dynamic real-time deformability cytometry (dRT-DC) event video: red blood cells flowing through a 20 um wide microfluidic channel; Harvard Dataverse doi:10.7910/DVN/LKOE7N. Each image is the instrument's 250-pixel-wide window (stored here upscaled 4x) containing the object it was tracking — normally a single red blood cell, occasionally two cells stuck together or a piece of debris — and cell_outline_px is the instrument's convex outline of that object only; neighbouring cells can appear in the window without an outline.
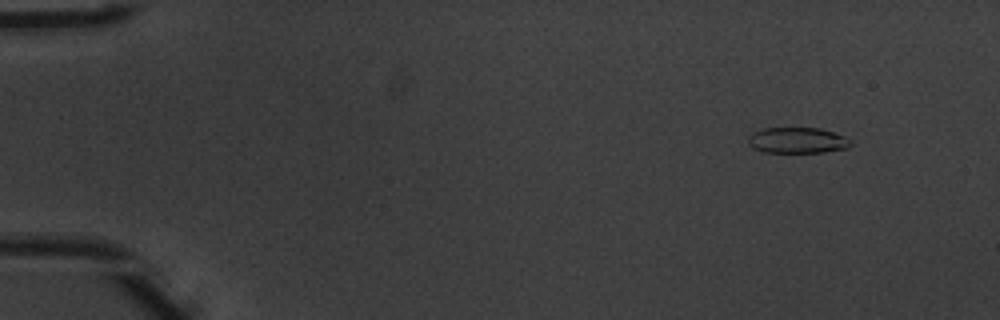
{"species": "common noctule bat (a hibernating species)", "species_latin": "Nyctalus noctula", "temperature_condition": "warm", "stored_images_in_passage": 49, "camera_frame_rate_fps": 3000, "um_per_image_px": 0.085, "animal": {"sex": "male", "body_mass_g": 20.1, "forearm_length_mm": 53.5}, "frame": {"image": 1, "passage_image": 2, "time_ms": 0.333, "image_size_px": [1000, 320], "cell_outline_px": [[852, 144], [848, 148], [824, 152], [764, 152], [752, 148], [748, 144], [748, 136], [752, 132], [760, 128], [820, 128], [844, 136], [852, 140]], "centroid_in_image_um": [67.75, 11.93], "position_along_channel_um": 17.2, "area_um2": 15.61}}
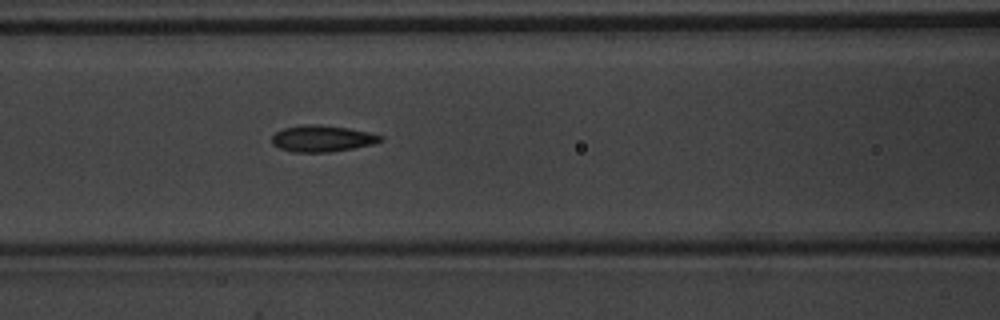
{"frame": {"image": 2, "passage_image": 20, "time_ms": 6.333, "image_size_px": [1000, 320], "cell_outline_px": [[384, 140], [376, 144], [328, 152], [292, 152], [280, 148], [272, 144], [272, 136], [276, 132], [284, 128], [308, 124], [320, 124], [348, 128], [368, 132], [384, 136]], "centroid_in_image_um": [27.42, 11.77], "position_along_channel_um": 139.2, "area_um2": 16.76}}
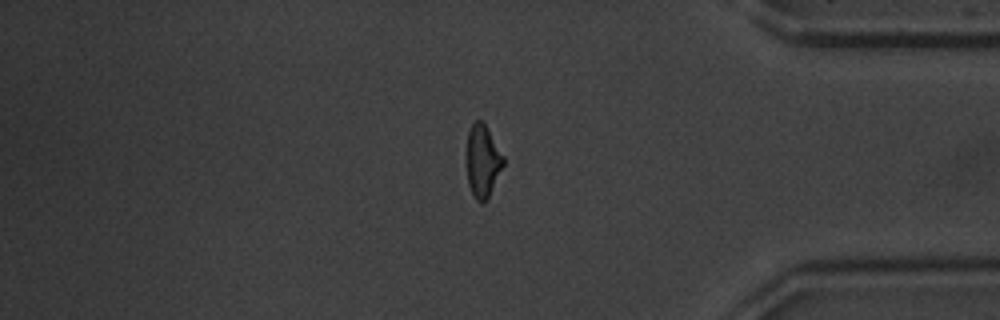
{"frame": {"image": 3, "passage_image": 41, "time_ms": 13.333, "image_size_px": [1000, 320], "cell_outline_px": [[504, 164], [488, 200], [484, 204], [480, 204], [476, 200], [468, 184], [468, 132], [472, 124], [476, 120], [484, 120], [504, 156]], "centroid_in_image_um": [41.06, 13.7], "position_along_channel_um": 394.1, "area_um2": 15.61}, "authors_computed_cell_mechanics": {"area_um2": 16.0684, "velocity_mm_per_s": 3.9455, "shape_relaxation_time_tau1_ms": 4.685, "shape_relaxation_time_tau2_ms": 1.8202, "deformation_change_tau1": 0.1605, "deformation_change_tau2": 0.0776}}